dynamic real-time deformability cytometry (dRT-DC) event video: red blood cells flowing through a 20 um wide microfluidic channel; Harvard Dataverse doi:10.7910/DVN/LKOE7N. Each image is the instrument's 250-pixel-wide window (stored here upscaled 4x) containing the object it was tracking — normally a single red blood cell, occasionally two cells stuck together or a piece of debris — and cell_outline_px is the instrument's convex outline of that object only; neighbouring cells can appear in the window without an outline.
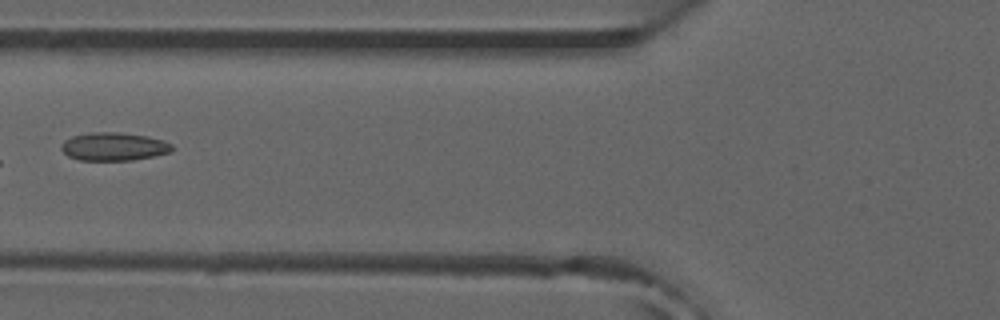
{"species": "common noctule bat (a hibernating species)", "species_latin": "Nyctalus noctula", "temperature_condition": "room temperature", "stored_images_in_passage": 6, "camera_frame_rate_fps": 3000, "um_per_image_px": 0.085, "animal": {"sex": "male", "forearm_length_mm": 52.5}, "frame": {"image": 1, "passage_image": 5, "time_ms": 1.333, "image_size_px": [1000, 320], "cell_outline_px": [[172, 148], [168, 152], [152, 156], [132, 160], [80, 160], [68, 156], [60, 148], [64, 140], [72, 136], [92, 132], [120, 132], [148, 136], [164, 140], [172, 144]], "centroid_in_image_um": [9.65, 12.45], "position_along_channel_um": 116.1, "area_um2": 18.09}}
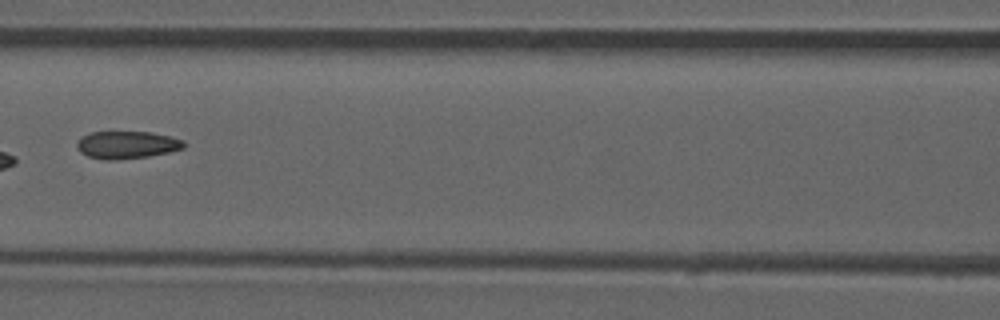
{"frame": {"image": 2, "passage_image": 6, "time_ms": 1.667, "image_size_px": [1000, 320], "cell_outline_px": [[184, 148], [168, 152], [148, 156], [116, 160], [104, 160], [88, 156], [80, 152], [76, 148], [76, 144], [88, 132], [152, 132], [184, 140]], "centroid_in_image_um": [10.77, 12.31], "position_along_channel_um": 155.8, "area_um2": 17.05}}